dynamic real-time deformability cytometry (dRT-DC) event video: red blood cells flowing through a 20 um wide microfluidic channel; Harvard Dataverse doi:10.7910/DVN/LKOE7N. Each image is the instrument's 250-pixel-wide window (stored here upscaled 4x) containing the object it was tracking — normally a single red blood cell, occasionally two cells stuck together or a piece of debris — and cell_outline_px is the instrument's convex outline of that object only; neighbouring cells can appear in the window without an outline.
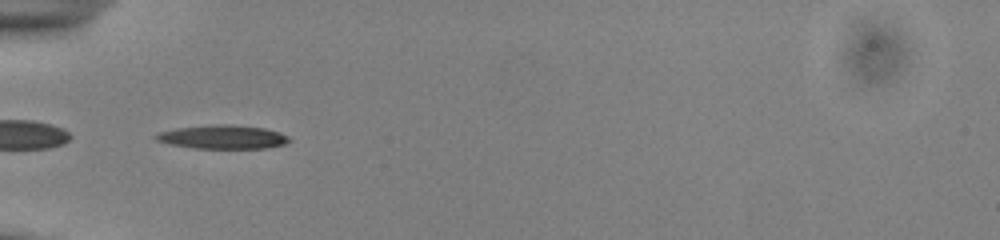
{"species": "common noctule bat (a hibernating species)", "species_latin": "Nyctalus noctula", "temperature_condition": "cold", "stored_images_in_passage": 38, "camera_frame_rate_fps": 3000, "um_per_image_px": 0.085, "animal": {"sex": "male", "body_mass_g": 13.0, "forearm_length_mm": 53.1}, "frame": {"image": 1, "passage_image": 3, "time_ms": 0.667, "image_size_px": [1000, 240], "cell_outline_px": [[292, 140], [284, 144], [264, 148], [196, 148], [172, 144], [156, 140], [152, 136], [156, 132], [176, 128], [216, 124], [228, 124], [264, 128], [280, 132], [288, 136]], "centroid_in_image_um": [18.91, 11.63], "position_along_channel_um": 66.1, "area_um2": 18.38}}
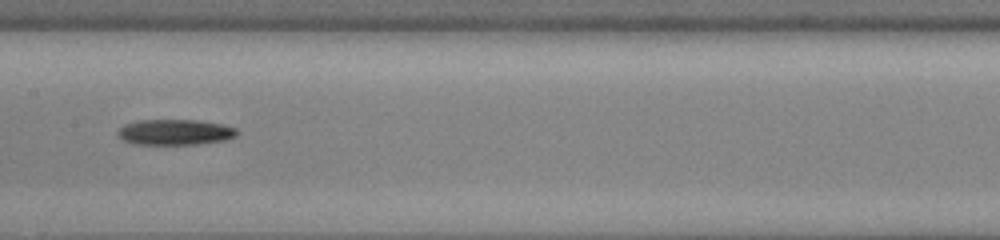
{"frame": {"image": 2, "passage_image": 13, "time_ms": 4.0, "image_size_px": [1000, 240], "cell_outline_px": [[236, 136], [224, 140], [196, 144], [132, 144], [124, 140], [116, 132], [124, 124], [136, 120], [196, 120], [220, 124], [236, 128]], "centroid_in_image_um": [14.83, 11.23], "position_along_channel_um": 192.6, "area_um2": 17.63}}
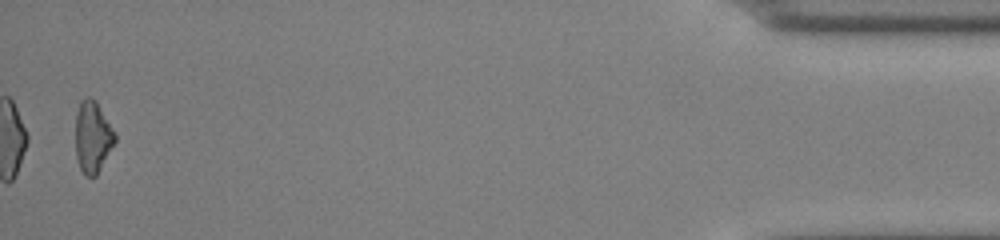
{"frame": {"image": 3, "passage_image": 37, "time_ms": 12.0, "image_size_px": [1000, 240], "cell_outline_px": [[116, 140], [96, 176], [84, 176], [80, 168], [76, 156], [76, 112], [80, 100], [84, 96], [88, 96], [96, 100], [116, 132]], "centroid_in_image_um": [7.88, 11.6], "position_along_channel_um": 427.3, "area_um2": 16.65}}